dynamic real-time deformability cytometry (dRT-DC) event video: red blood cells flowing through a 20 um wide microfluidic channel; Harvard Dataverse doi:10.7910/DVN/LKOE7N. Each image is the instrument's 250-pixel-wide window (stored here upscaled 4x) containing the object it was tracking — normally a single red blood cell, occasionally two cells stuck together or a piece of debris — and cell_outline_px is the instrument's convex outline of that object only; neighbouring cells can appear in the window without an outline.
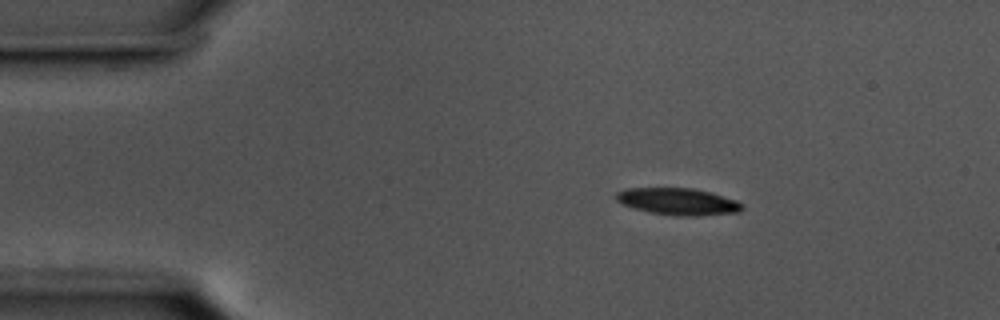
{"species": "common noctule bat (a hibernating species)", "species_latin": "Nyctalus noctula", "temperature_condition": "cold", "stored_images_in_passage": 48, "camera_frame_rate_fps": 3000, "um_per_image_px": 0.085, "animal": {"sex": "male", "body_mass_g": 17.5, "forearm_length_mm": 52.3}, "frame": {"image": 1, "passage_image": 1, "time_ms": 0.0, "image_size_px": [1000, 320], "cell_outline_px": [[744, 208], [740, 212], [696, 216], [676, 216], [652, 212], [636, 208], [624, 204], [616, 200], [616, 192], [624, 188], [692, 188], [712, 192], [736, 200], [744, 204]], "centroid_in_image_um": [57.68, 17.12], "position_along_channel_um": 27.3, "area_um2": 19.77}}
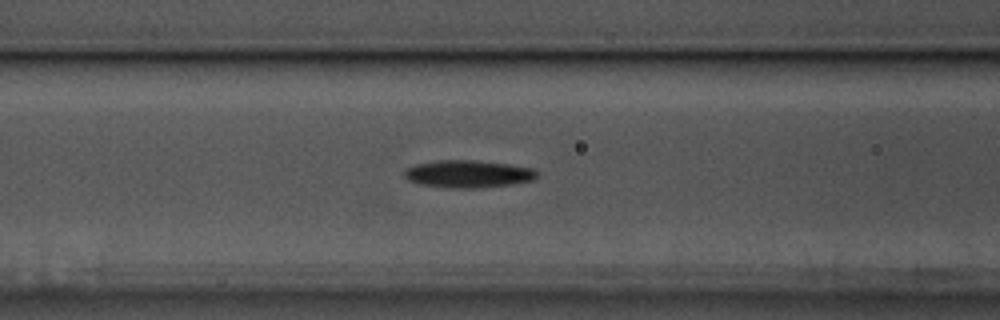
{"frame": {"image": 2, "passage_image": 14, "time_ms": 4.333, "image_size_px": [1000, 320], "cell_outline_px": [[536, 176], [532, 180], [512, 184], [476, 188], [452, 188], [420, 184], [408, 180], [404, 176], [404, 172], [408, 168], [416, 164], [440, 160], [472, 160], [508, 164], [532, 168], [536, 172]], "centroid_in_image_um": [39.77, 14.78], "position_along_channel_um": 126.8, "area_um2": 20.92}}
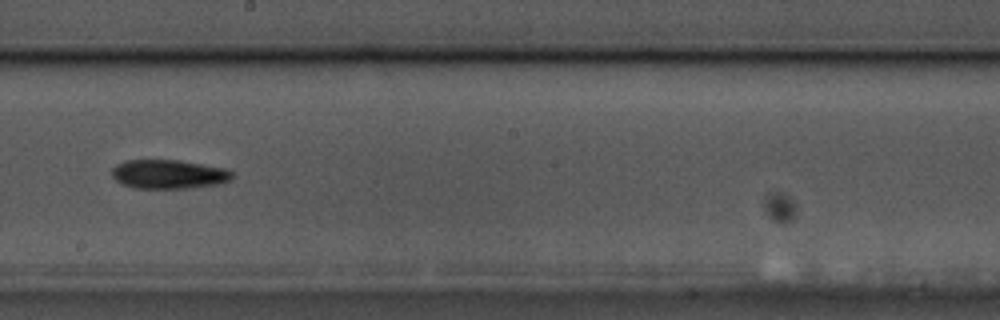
{"frame": {"image": 3, "passage_image": 23, "time_ms": 7.333, "image_size_px": [1000, 320], "cell_outline_px": [[232, 180], [216, 184], [184, 188], [132, 188], [116, 180], [112, 176], [112, 168], [116, 164], [128, 160], [180, 160], [224, 168], [232, 172]], "centroid_in_image_um": [14.31, 14.8], "position_along_channel_um": 233.9, "area_um2": 20.17}, "authors_computed_cell_mechanics": {"area_um2": 19.1607, "velocity_mm_per_s": 3.5855, "shape_relaxation_time_tau1_ms": 3.6012, "shape_relaxation_time_tau2_ms": null, "deformation_change_tau1": 0.1178, "deformation_change_tau2": null}}